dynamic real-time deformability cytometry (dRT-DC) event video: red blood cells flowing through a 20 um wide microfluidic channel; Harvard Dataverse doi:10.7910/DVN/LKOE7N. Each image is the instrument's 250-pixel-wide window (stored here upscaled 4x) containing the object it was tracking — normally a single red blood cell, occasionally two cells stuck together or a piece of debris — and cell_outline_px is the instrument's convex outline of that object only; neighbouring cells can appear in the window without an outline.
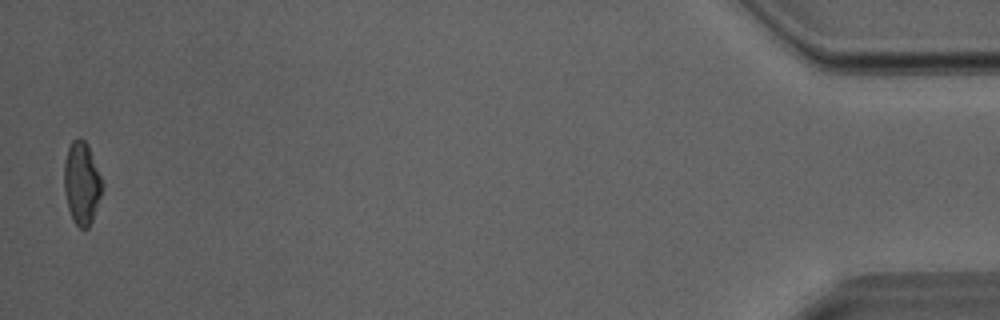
{"species": "Egyptian fruit bat (a non-hibernating species)", "species_latin": "Rousettus aegyptiacus", "temperature_condition": "room temperature", "stored_images_in_passage": 28, "camera_frame_rate_fps": 3000, "um_per_image_px": 0.085, "animal": {"sex": "male"}, "frame": {"image": 1, "passage_image": 28, "time_ms": 9.0, "image_size_px": [1000, 320], "cell_outline_px": [[104, 188], [92, 220], [88, 228], [80, 228], [72, 220], [68, 208], [64, 192], [64, 160], [68, 148], [72, 140], [80, 136], [88, 144], [104, 184]], "centroid_in_image_um": [6.95, 15.55], "position_along_channel_um": 428.2, "area_um2": 18.61}}